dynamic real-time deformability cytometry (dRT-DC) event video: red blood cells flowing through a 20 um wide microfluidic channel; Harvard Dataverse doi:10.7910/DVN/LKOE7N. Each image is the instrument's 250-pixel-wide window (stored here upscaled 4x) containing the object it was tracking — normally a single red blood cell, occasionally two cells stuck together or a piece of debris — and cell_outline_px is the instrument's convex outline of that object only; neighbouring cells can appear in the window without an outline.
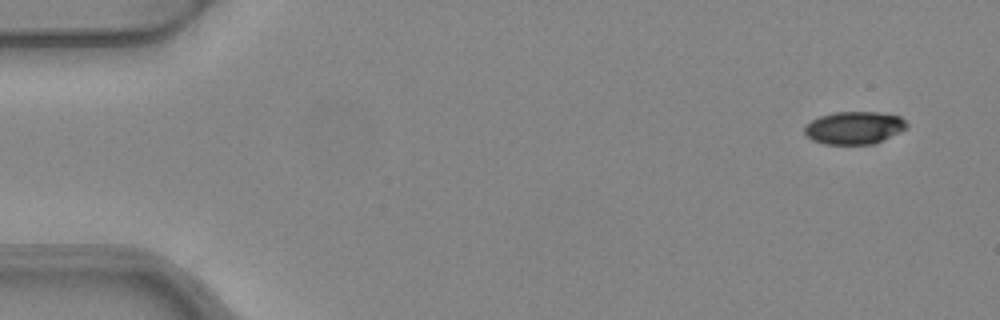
{"species": "common noctule bat (a hibernating species)", "species_latin": "Nyctalus noctula", "temperature_condition": "warm", "stored_images_in_passage": 3, "camera_frame_rate_fps": 3000, "um_per_image_px": 0.085, "animal": {"sex": "female", "body_mass_g": 24.6, "forearm_length_mm": 56.2}, "frame": {"image": 1, "passage_image": 1, "time_ms": 0.0, "image_size_px": [1000, 320], "cell_outline_px": [[908, 128], [876, 144], [824, 144], [812, 140], [804, 132], [804, 124], [820, 116], [832, 112], [880, 112], [900, 116], [908, 124]], "centroid_in_image_um": [72.62, 10.86], "position_along_channel_um": 12.4, "area_um2": 19.71}}